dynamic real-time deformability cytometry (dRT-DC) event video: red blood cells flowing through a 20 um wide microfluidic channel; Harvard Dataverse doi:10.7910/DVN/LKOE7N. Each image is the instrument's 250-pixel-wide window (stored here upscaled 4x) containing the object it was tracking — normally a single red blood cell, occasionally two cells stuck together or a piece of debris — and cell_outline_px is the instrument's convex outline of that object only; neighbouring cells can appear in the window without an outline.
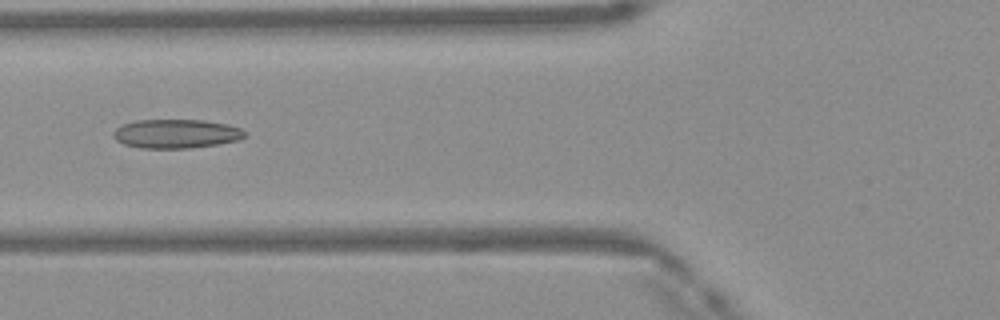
{"species": "Egyptian fruit bat (a non-hibernating species)", "species_latin": "Rousettus aegyptiacus", "temperature_condition": "warm", "stored_images_in_passage": 36, "camera_frame_rate_fps": 3000, "um_per_image_px": 0.085, "frame": {"image": 1, "passage_image": 14, "time_ms": 4.333, "image_size_px": [1000, 320], "cell_outline_px": [[244, 136], [236, 140], [216, 144], [192, 148], [140, 148], [124, 144], [116, 140], [112, 136], [112, 132], [116, 128], [124, 124], [136, 120], [204, 120], [228, 124], [240, 128], [244, 132]], "centroid_in_image_um": [14.92, 11.36], "position_along_channel_um": 110.9, "area_um2": 22.08}}
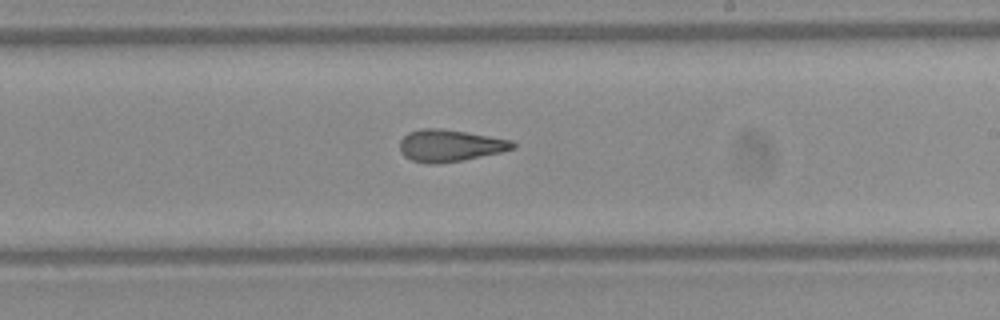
{"frame": {"image": 2, "passage_image": 24, "time_ms": 7.667, "image_size_px": [1000, 320], "cell_outline_px": [[516, 148], [500, 152], [464, 160], [432, 164], [428, 164], [412, 160], [404, 156], [400, 152], [400, 140], [408, 132], [420, 128], [440, 128], [512, 140], [516, 144]], "centroid_in_image_um": [38.22, 12.37], "position_along_channel_um": 250.8, "area_um2": 20.98}}
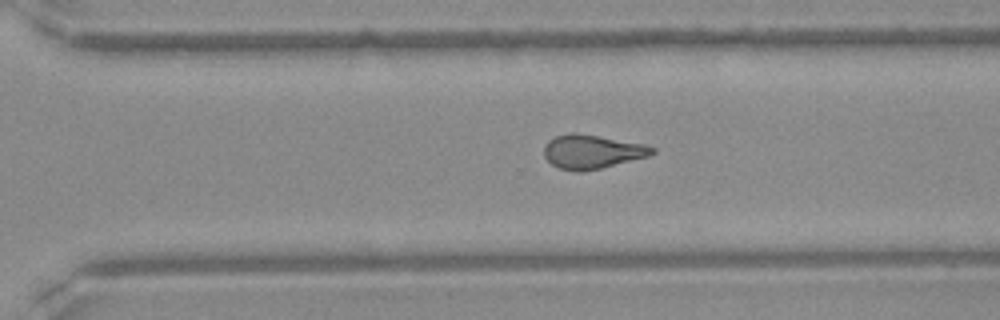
{"frame": {"image": 3, "passage_image": 29, "time_ms": 9.333, "image_size_px": [1000, 320], "cell_outline_px": [[656, 152], [648, 156], [600, 168], [560, 168], [552, 164], [544, 156], [544, 144], [548, 140], [556, 136], [572, 132], [644, 144], [656, 148]], "centroid_in_image_um": [50.33, 12.85], "position_along_channel_um": 320.3, "area_um2": 20.46}, "authors_computed_cell_mechanics": {"area_um2": 21.5883, "velocity_mm_per_s": 4.1912, "shape_relaxation_time_tau1_ms": null, "shape_relaxation_time_tau2_ms": 2.4383, "deformation_change_tau1": null, "deformation_change_tau2": 0.1161}}